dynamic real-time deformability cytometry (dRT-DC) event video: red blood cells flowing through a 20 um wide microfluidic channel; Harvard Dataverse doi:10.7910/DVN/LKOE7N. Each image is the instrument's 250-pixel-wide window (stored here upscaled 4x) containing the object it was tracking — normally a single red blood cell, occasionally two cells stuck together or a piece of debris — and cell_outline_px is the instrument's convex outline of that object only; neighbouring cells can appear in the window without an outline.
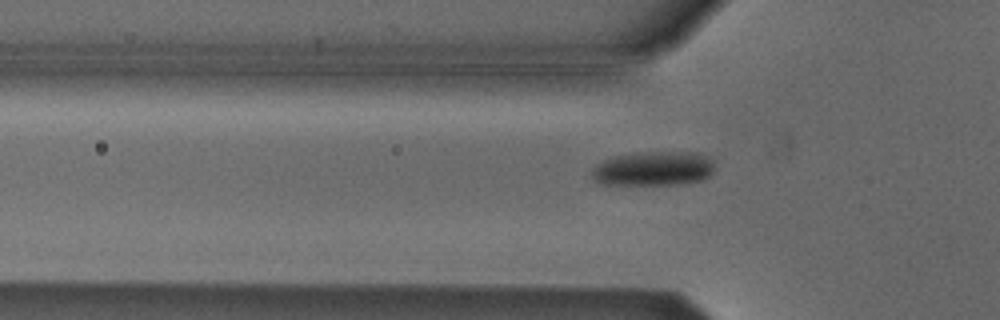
{"species": "Egyptian fruit bat (a non-hibernating species)", "species_latin": "Rousettus aegyptiacus", "temperature_condition": "cold", "stored_images_in_passage": 35, "camera_frame_rate_fps": 3000, "um_per_image_px": 0.085, "animal": {"sex": "male"}, "frame": {"image": 1, "passage_image": 2, "time_ms": 0.333, "image_size_px": [1000, 320], "cell_outline_px": [[712, 172], [704, 180], [684, 184], [600, 184], [592, 176], [592, 168], [596, 164], [612, 156], [636, 152], [700, 152], [708, 156], [712, 160]], "centroid_in_image_um": [55.55, 14.32], "position_along_channel_um": 70.3, "area_um2": 24.8}}
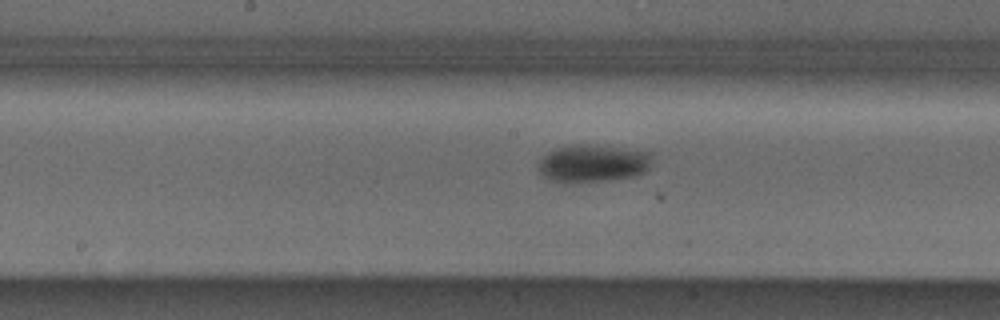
{"frame": {"image": 2, "passage_image": 12, "time_ms": 3.667, "image_size_px": [1000, 320], "cell_outline_px": [[652, 164], [644, 172], [636, 176], [608, 180], [568, 184], [564, 184], [552, 180], [544, 176], [536, 168], [540, 156], [556, 148], [572, 144], [580, 144], [652, 152]], "centroid_in_image_um": [50.35, 13.91], "position_along_channel_um": 197.9, "area_um2": 25.26}}
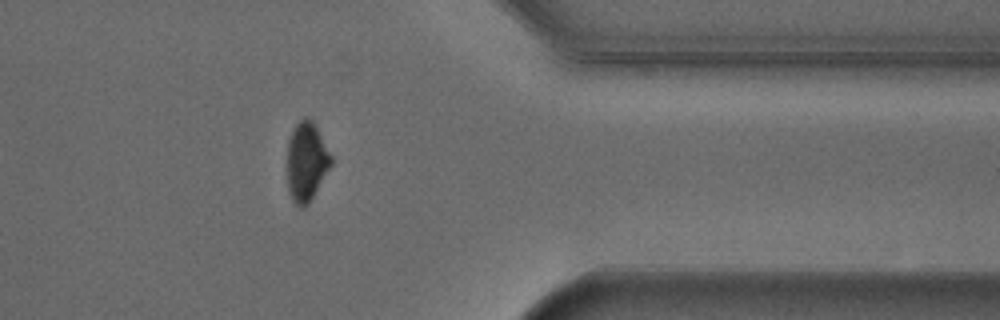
{"frame": {"image": 3, "passage_image": 28, "time_ms": 9.0, "image_size_px": [1000, 320], "cell_outline_px": [[332, 164], [308, 204], [304, 208], [300, 208], [292, 200], [288, 192], [288, 140], [292, 128], [304, 116], [308, 116], [312, 120], [332, 156]], "centroid_in_image_um": [26.04, 13.73], "position_along_channel_um": 385.4, "area_um2": 20.17}, "authors_computed_cell_mechanics": {"area_um2": 24.4494, "velocity_mm_per_s": 3.8171, "shape_relaxation_time_tau1_ms": 4.724, "shape_relaxation_time_tau2_ms": null, "deformation_change_tau1": 0.1111, "deformation_change_tau2": null}}